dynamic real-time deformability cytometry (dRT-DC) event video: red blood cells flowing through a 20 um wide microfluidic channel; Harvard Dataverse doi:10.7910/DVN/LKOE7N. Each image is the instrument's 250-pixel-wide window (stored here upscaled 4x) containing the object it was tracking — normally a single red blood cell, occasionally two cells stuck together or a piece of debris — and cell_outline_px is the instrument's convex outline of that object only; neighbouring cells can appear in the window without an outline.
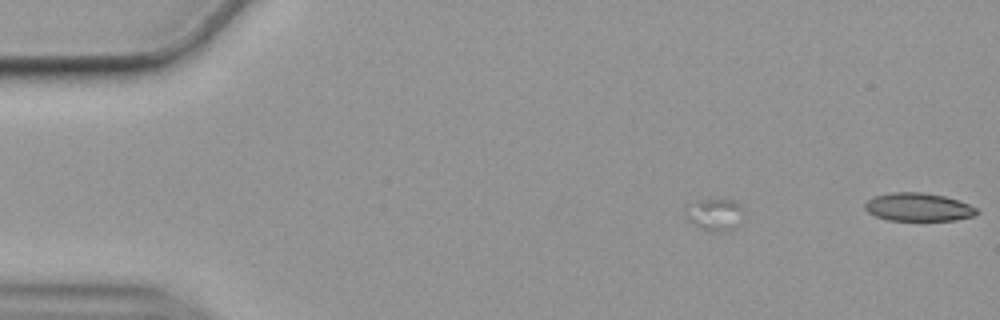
{"species": "common noctule bat (a hibernating species)", "species_latin": "Nyctalus noctula", "temperature_condition": "cold", "stored_images_in_passage": 4, "segment_of_instrument_passage": [1, 2], "camera_frame_rate_fps": 3000, "um_per_image_px": 0.085, "animal": {"sex": "female", "body_mass_g": 19.9}, "frame": {"image": 1, "passage_image": 1, "time_ms": 0.0, "image_size_px": [1000, 320], "cell_outline_px": [[744, 220], [736, 228], [720, 232], [708, 232], [684, 220], [684, 208], [688, 204], [696, 200], [736, 200], [744, 208]], "centroid_in_image_um": [60.75, 18.26], "position_along_channel_um": 24.3, "area_um2": 11.62}}